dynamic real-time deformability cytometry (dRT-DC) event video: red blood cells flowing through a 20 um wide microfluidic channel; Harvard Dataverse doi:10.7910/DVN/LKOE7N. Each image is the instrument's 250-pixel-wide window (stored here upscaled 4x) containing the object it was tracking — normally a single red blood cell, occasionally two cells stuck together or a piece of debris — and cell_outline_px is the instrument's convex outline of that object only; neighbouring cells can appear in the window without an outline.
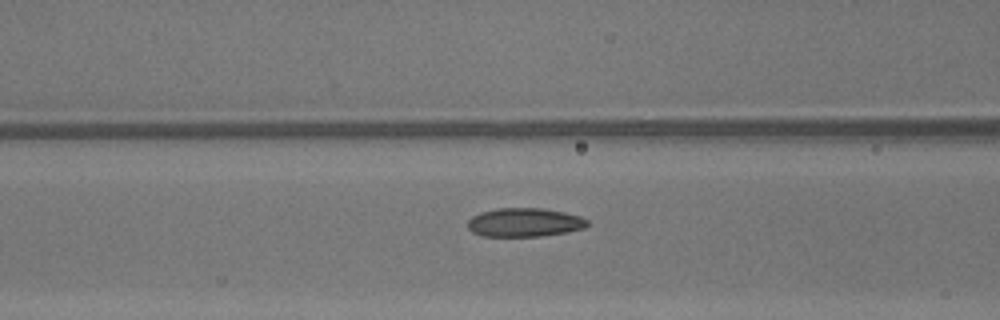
{"species": "common noctule bat (a hibernating species)", "species_latin": "Nyctalus noctula", "temperature_condition": "warm", "stored_images_in_passage": 49, "camera_frame_rate_fps": 3000, "um_per_image_px": 0.085, "animal": {"sex": "male", "body_mass_g": 13.3}, "frame": {"image": 1, "passage_image": 21, "time_ms": 6.667, "image_size_px": [1000, 320], "cell_outline_px": [[588, 224], [584, 228], [568, 232], [540, 236], [484, 236], [472, 232], [468, 228], [468, 220], [472, 216], [480, 212], [496, 208], [544, 208], [564, 212], [580, 216], [588, 220]], "centroid_in_image_um": [44.58, 18.9], "position_along_channel_um": 122.0, "area_um2": 20.11}}
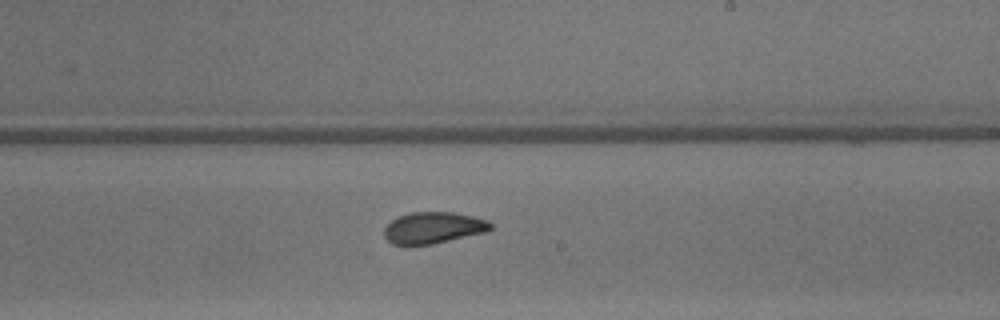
{"frame": {"image": 2, "passage_image": 30, "time_ms": 9.667, "image_size_px": [1000, 320], "cell_outline_px": [[492, 228], [488, 232], [432, 244], [392, 244], [384, 236], [384, 228], [392, 220], [400, 216], [412, 212], [452, 212], [472, 216], [488, 220], [492, 224]], "centroid_in_image_um": [36.87, 19.36], "position_along_channel_um": 252.1, "area_um2": 19.42}}
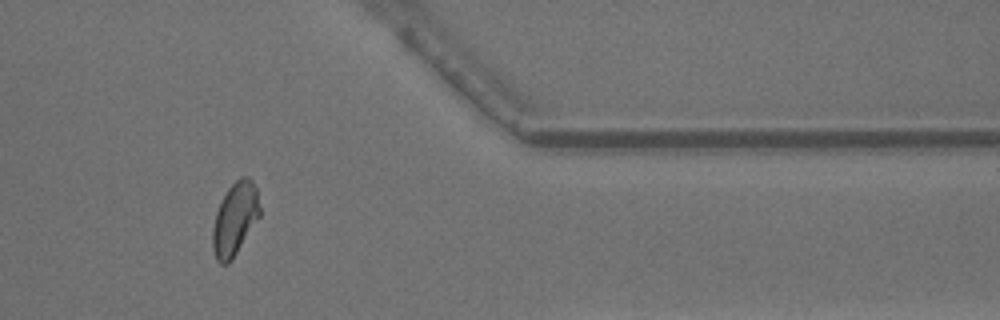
{"frame": {"image": 3, "passage_image": 41, "time_ms": 13.333, "image_size_px": [1000, 320], "cell_outline_px": [[260, 216], [232, 260], [228, 264], [220, 264], [216, 260], [212, 248], [212, 228], [216, 212], [228, 188], [240, 176], [248, 176], [252, 180], [256, 188], [260, 208]], "centroid_in_image_um": [19.96, 18.63], "position_along_channel_um": 391.4, "area_um2": 20.06}, "authors_computed_cell_mechanics": {"area_um2": 20.0566, "velocity_mm_per_s": 4.3425, "shape_relaxation_time_tau1_ms": 7.6191, "shape_relaxation_time_tau2_ms": 1.61, "deformation_change_tau1": 0.1758, "deformation_change_tau2": 0.0693}}